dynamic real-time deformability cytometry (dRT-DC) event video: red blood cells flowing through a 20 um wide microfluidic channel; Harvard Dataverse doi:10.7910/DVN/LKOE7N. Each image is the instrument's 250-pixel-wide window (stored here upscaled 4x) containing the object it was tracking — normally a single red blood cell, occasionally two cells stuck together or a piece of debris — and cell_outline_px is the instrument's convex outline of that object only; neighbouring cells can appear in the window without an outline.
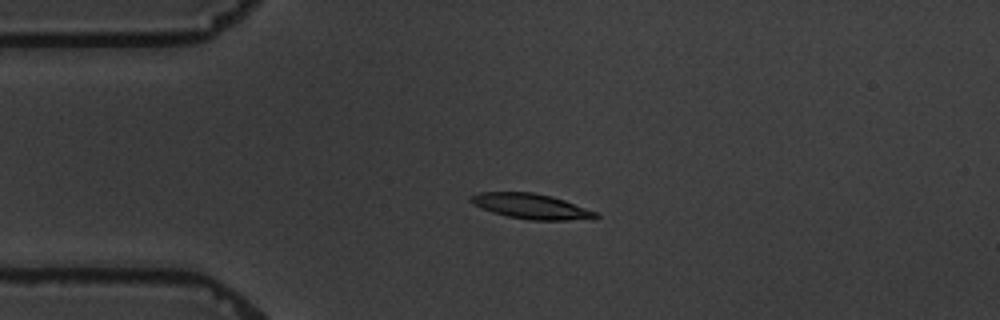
{"species": "common noctule bat (a hibernating species)", "species_latin": "Nyctalus noctula", "temperature_condition": "warm", "stored_images_in_passage": 5, "camera_frame_rate_fps": 3000, "um_per_image_px": 0.085, "animal": {"sex": "male", "body_mass_g": 19.5, "forearm_length_mm": 54.6}, "frame": {"image": 1, "passage_image": 3, "time_ms": 2.333, "image_size_px": [1000, 320], "cell_outline_px": [[600, 216], [596, 220], [532, 220], [508, 216], [492, 212], [468, 200], [468, 196], [480, 192], [532, 192], [552, 196], [564, 200], [596, 212]], "centroid_in_image_um": [45.2, 17.54], "position_along_channel_um": 39.8, "area_um2": 18.32}}